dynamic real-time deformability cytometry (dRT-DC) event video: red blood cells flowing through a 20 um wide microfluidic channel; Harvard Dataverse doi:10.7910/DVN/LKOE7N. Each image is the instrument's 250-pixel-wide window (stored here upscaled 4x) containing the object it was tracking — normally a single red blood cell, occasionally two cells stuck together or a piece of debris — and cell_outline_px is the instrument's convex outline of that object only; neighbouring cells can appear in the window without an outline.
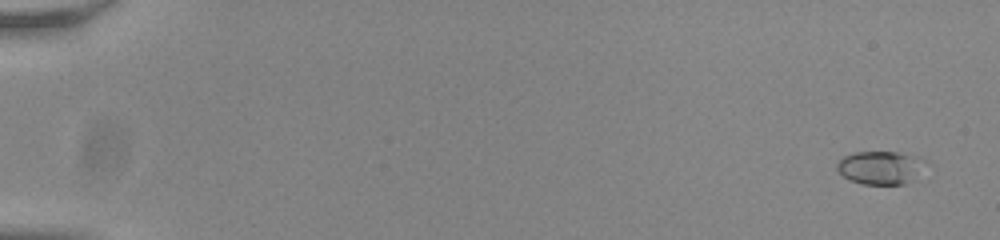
{"species": "common noctule bat (a hibernating species)", "species_latin": "Nyctalus noctula", "temperature_condition": "room temperature", "stored_images_in_passage": 56, "camera_frame_rate_fps": 3000, "um_per_image_px": 0.085, "animal": {"sex": "male", "body_mass_g": 20.0, "forearm_length_mm": 53.3}, "frame": {"image": 1, "passage_image": 3, "time_ms": 0.667, "image_size_px": [1000, 240], "cell_outline_px": [[908, 156], [904, 184], [864, 184], [852, 180], [844, 176], [836, 168], [836, 164], [844, 156], [852, 152], [896, 152]], "centroid_in_image_um": [74.31, 14.24], "position_along_channel_um": 10.7, "area_um2": 14.28}}
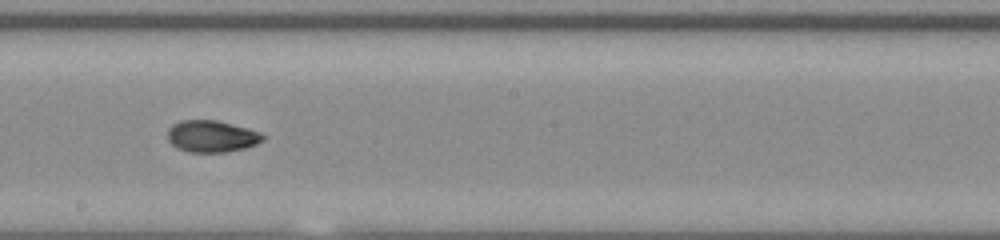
{"frame": {"image": 2, "passage_image": 34, "time_ms": 11.0, "image_size_px": [1000, 240], "cell_outline_px": [[264, 140], [256, 144], [244, 148], [224, 152], [188, 152], [176, 148], [168, 140], [168, 128], [172, 124], [180, 120], [216, 120], [248, 128], [260, 132], [264, 136]], "centroid_in_image_um": [17.97, 11.58], "position_along_channel_um": 230.2, "area_um2": 17.69}}
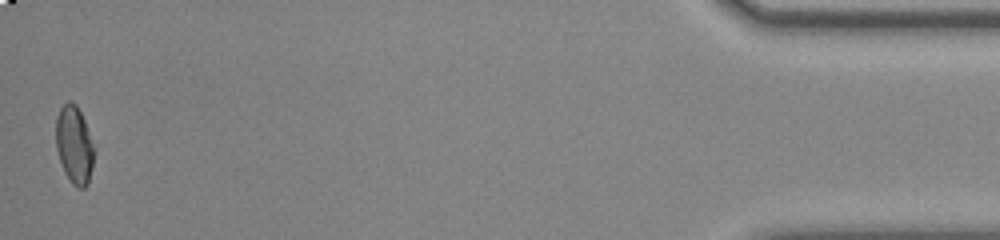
{"frame": {"image": 3, "passage_image": 56, "time_ms": 18.333, "image_size_px": [1000, 240], "cell_outline_px": [[92, 168], [88, 184], [84, 188], [76, 188], [72, 184], [64, 172], [56, 148], [56, 116], [60, 108], [68, 100], [72, 100], [76, 104], [84, 120], [92, 148]], "centroid_in_image_um": [6.27, 12.31], "position_along_channel_um": 428.9, "area_um2": 16.94}, "authors_computed_cell_mechanics": {"area_um2": 17.4845, "velocity_mm_per_s": 3.8119, "shape_relaxation_time_tau1_ms": 7.703, "shape_relaxation_time_tau2_ms": 1.5271, "deformation_change_tau1": 0.1829, "deformation_change_tau2": 0.0566}}